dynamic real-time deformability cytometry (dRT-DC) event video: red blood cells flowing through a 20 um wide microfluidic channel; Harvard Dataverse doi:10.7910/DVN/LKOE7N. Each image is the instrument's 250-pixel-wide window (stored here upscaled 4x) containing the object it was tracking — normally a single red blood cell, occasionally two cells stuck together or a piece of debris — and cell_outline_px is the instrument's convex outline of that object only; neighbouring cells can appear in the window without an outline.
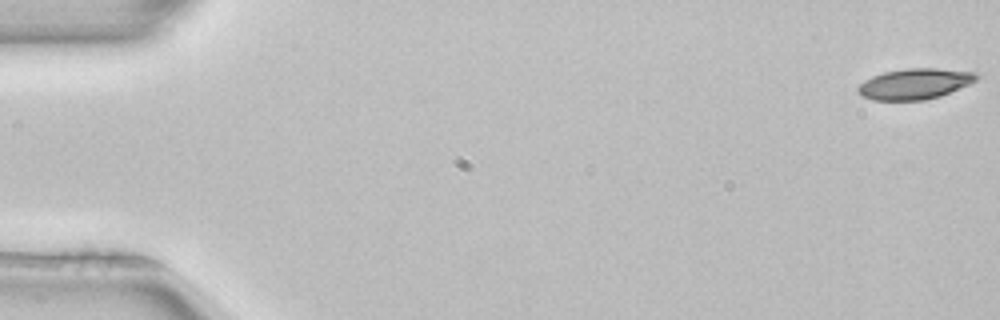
{"species": "common noctule bat (a hibernating species)", "species_latin": "Nyctalus noctula", "temperature_condition": "room temperature", "stored_images_in_passage": 53, "camera_frame_rate_fps": 3000, "um_per_image_px": 0.085, "animal": {"sex": "female", "body_mass_g": 22.7, "forearm_length_mm": 54.2}, "frame": {"image": 1, "passage_image": 1, "time_ms": 0.0, "image_size_px": [1000, 320], "cell_outline_px": [[980, 76], [976, 80], [968, 84], [940, 96], [924, 100], [872, 100], [856, 92], [856, 88], [864, 80], [872, 76], [884, 72], [908, 68], [936, 68], [972, 72]], "centroid_in_image_um": [77.71, 7.13], "position_along_channel_um": 7.3, "area_um2": 21.04}}
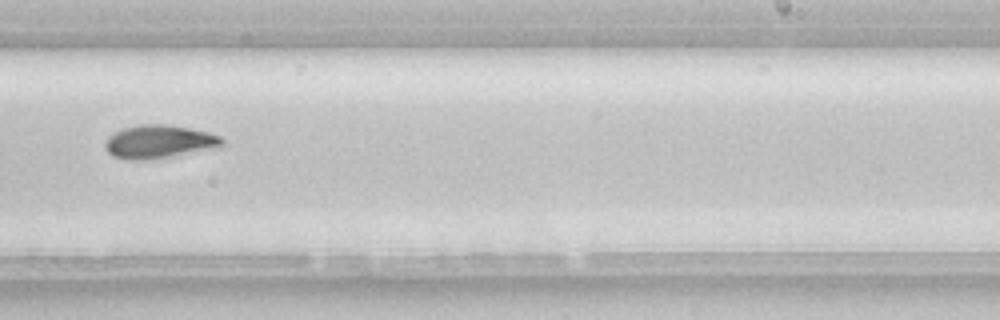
{"frame": {"image": 2, "passage_image": 33, "time_ms": 10.667, "image_size_px": [1000, 320], "cell_outline_px": [[224, 144], [220, 148], [148, 160], [128, 160], [112, 156], [104, 148], [104, 140], [108, 136], [124, 128], [140, 124], [168, 124], [208, 132], [220, 136], [224, 140]], "centroid_in_image_um": [13.53, 12.06], "position_along_channel_um": 275.5, "area_um2": 23.0}}
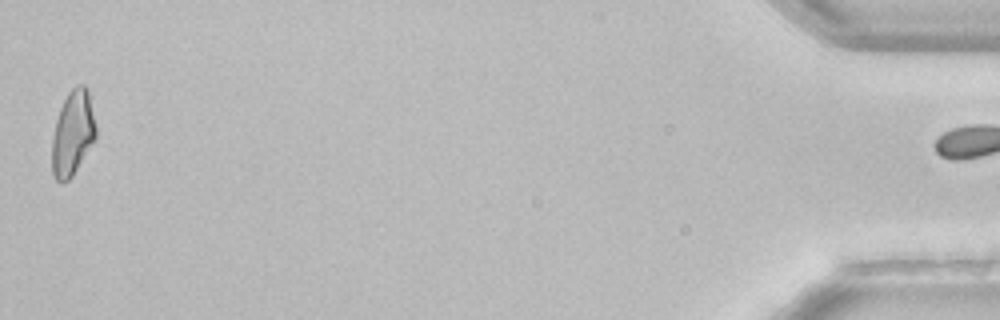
{"frame": {"image": 3, "passage_image": 52, "time_ms": 17.0, "image_size_px": [1000, 320], "cell_outline_px": [[96, 136], [72, 176], [68, 180], [56, 180], [52, 172], [52, 136], [56, 120], [60, 108], [68, 92], [76, 84], [84, 84], [88, 88], [96, 124]], "centroid_in_image_um": [6.18, 11.25], "position_along_channel_um": 429.0, "area_um2": 21.56}, "authors_computed_cell_mechanics": {"area_um2": 21.5594, "velocity_mm_per_s": 3.9671, "shape_relaxation_time_tau1_ms": 3.0146, "shape_relaxation_time_tau2_ms": null, "deformation_change_tau1": 0.1246, "deformation_change_tau2": null}}